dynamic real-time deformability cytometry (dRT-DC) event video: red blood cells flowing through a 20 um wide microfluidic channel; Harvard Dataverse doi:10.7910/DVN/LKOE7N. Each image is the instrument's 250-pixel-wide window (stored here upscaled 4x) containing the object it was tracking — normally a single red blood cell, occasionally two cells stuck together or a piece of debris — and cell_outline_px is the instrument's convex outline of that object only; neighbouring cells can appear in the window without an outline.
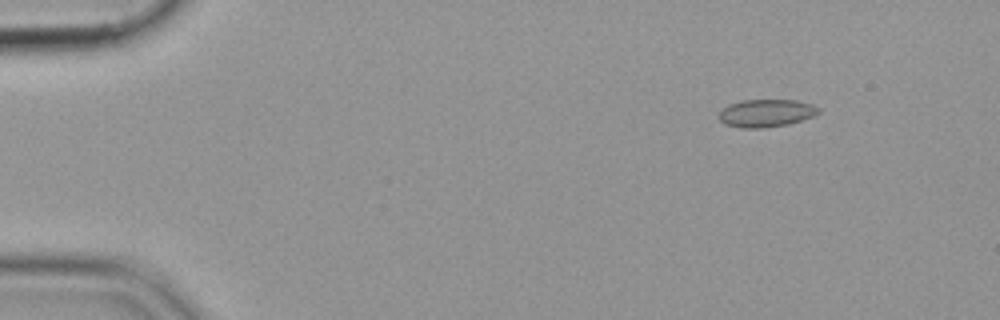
{"species": "common noctule bat (a hibernating species)", "species_latin": "Nyctalus noctula", "temperature_condition": "cold", "stored_images_in_passage": 50, "camera_frame_rate_fps": 3000, "um_per_image_px": 0.085, "animal": {"sex": "female", "body_mass_g": 19.9}, "frame": {"image": 1, "passage_image": 2, "time_ms": 0.333, "image_size_px": [1000, 320], "cell_outline_px": [[820, 112], [812, 116], [788, 124], [764, 128], [740, 128], [724, 124], [716, 116], [720, 108], [728, 104], [740, 100], [796, 100], [812, 104], [820, 108]], "centroid_in_image_um": [65.04, 9.61], "position_along_channel_um": 20.0, "area_um2": 16.36}}
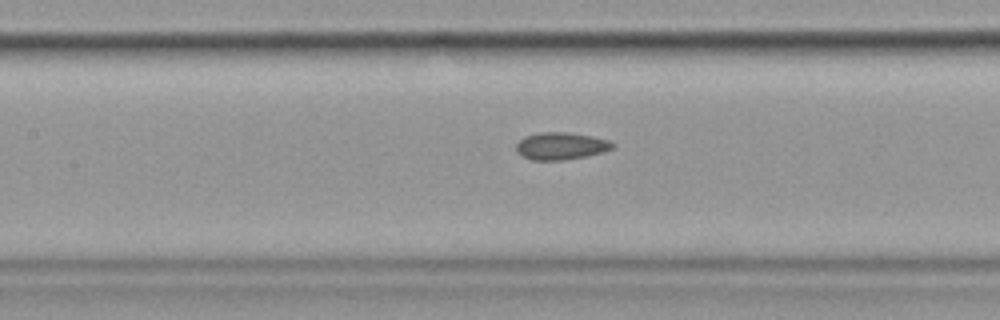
{"frame": {"image": 2, "passage_image": 21, "time_ms": 6.667, "image_size_px": [1000, 320], "cell_outline_px": [[616, 144], [612, 148], [604, 152], [564, 160], [532, 160], [516, 152], [516, 144], [524, 136], [540, 132], [568, 132], [592, 136], [608, 140]], "centroid_in_image_um": [47.67, 12.4], "position_along_channel_um": 159.7, "area_um2": 15.32}}
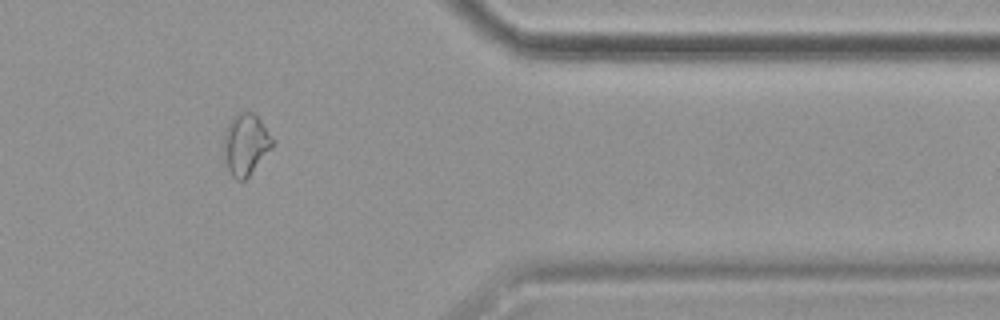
{"frame": {"image": 3, "passage_image": 41, "time_ms": 13.333, "image_size_px": [1000, 320], "cell_outline_px": [[276, 144], [248, 176], [244, 180], [236, 180], [232, 176], [224, 160], [224, 128], [232, 116], [236, 112], [252, 112], [260, 120], [276, 140]], "centroid_in_image_um": [20.89, 12.24], "position_along_channel_um": 390.5, "area_um2": 17.74}}